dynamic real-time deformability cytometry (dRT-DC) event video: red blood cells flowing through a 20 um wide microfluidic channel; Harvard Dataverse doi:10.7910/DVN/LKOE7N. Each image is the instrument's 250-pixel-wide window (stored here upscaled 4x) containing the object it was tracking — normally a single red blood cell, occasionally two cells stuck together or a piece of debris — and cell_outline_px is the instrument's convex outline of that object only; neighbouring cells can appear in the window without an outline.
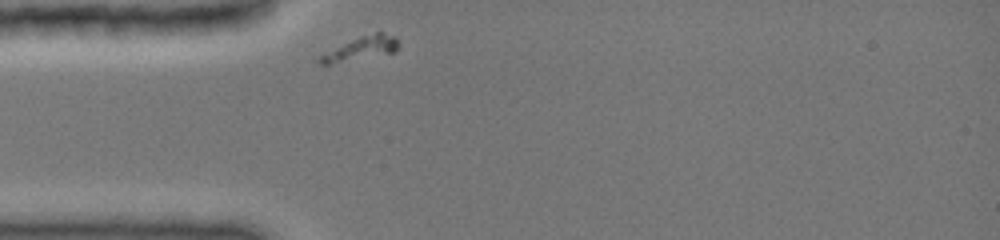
{"species": "common noctule bat (a hibernating species)", "species_latin": "Nyctalus noctula", "temperature_condition": "cold", "stored_images_in_passage": 1, "camera_frame_rate_fps": 3000, "um_per_image_px": 0.085, "animal": {"sex": "female", "body_mass_g": 19.0, "forearm_length_mm": 51.5}, "frame": {"image": 1, "passage_image": 1, "time_ms": 0.0, "image_size_px": [1000, 240], "cell_outline_px": [[396, 52], [332, 64], [320, 64], [312, 60], [360, 36], [376, 32], [384, 32], [396, 36]], "centroid_in_image_um": [30.66, 4.14], "position_along_channel_um": 54.3, "area_um2": 10.58}}